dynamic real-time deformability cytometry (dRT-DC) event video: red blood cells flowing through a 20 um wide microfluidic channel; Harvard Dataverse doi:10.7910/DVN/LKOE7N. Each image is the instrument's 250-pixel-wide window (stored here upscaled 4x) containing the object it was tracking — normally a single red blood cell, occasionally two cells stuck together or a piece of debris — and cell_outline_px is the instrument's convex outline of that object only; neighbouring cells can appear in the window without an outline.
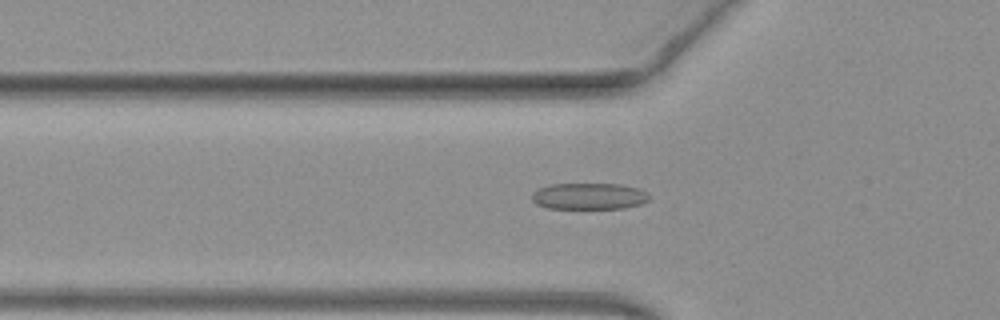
{"species": "common noctule bat (a hibernating species)", "species_latin": "Nyctalus noctula", "temperature_condition": "warm", "stored_images_in_passage": 52, "camera_frame_rate_fps": 3000, "um_per_image_px": 0.085, "animal": {"sex": "female", "body_mass_g": 19.3, "forearm_length_mm": 54.1}, "frame": {"image": 1, "passage_image": 18, "time_ms": 5.667, "image_size_px": [1000, 320], "cell_outline_px": [[652, 196], [648, 200], [640, 204], [624, 208], [548, 208], [536, 204], [532, 200], [532, 192], [548, 184], [620, 184], [640, 188], [648, 192]], "centroid_in_image_um": [50.1, 16.67], "position_along_channel_um": 75.7, "area_um2": 18.21}}
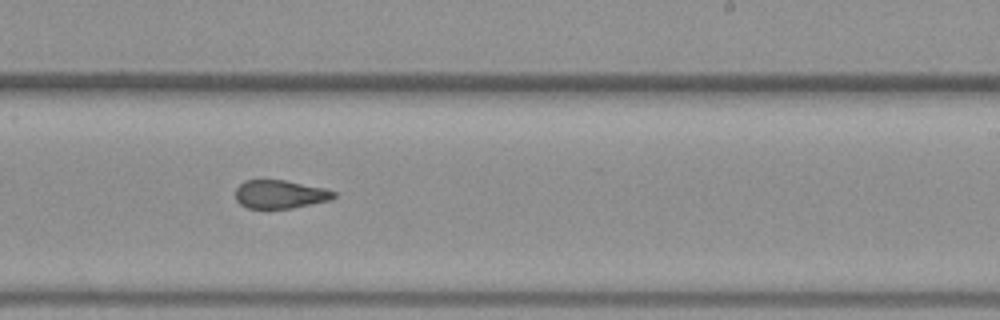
{"frame": {"image": 2, "passage_image": 32, "time_ms": 10.333, "image_size_px": [1000, 320], "cell_outline_px": [[336, 196], [332, 200], [292, 208], [268, 212], [248, 208], [240, 204], [236, 200], [236, 188], [244, 180], [284, 180], [324, 188], [336, 192]], "centroid_in_image_um": [23.78, 16.56], "position_along_channel_um": 265.2, "area_um2": 16.88}}
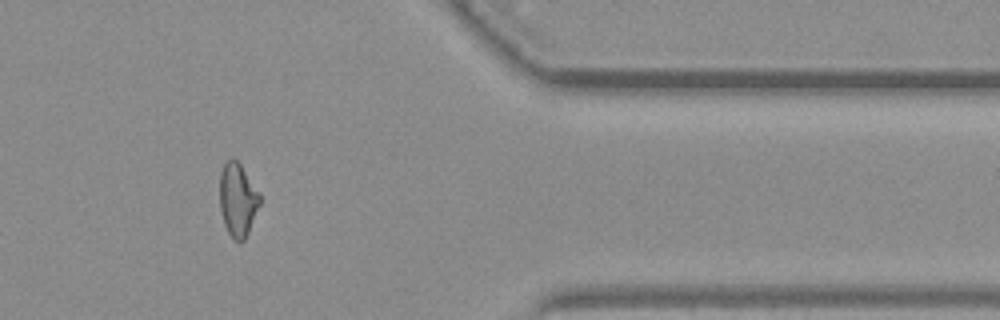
{"frame": {"image": 3, "passage_image": 43, "time_ms": 14.0, "image_size_px": [1000, 320], "cell_outline_px": [[260, 204], [248, 232], [244, 240], [232, 240], [224, 224], [220, 208], [220, 172], [224, 164], [232, 156], [240, 164], [260, 192]], "centroid_in_image_um": [20.2, 16.96], "position_along_channel_um": 391.2, "area_um2": 17.11}, "authors_computed_cell_mechanics": {"area_um2": 17.8024, "velocity_mm_per_s": 4.0459, "shape_relaxation_time_tau1_ms": 6.3701, "shape_relaxation_time_tau2_ms": 1.5229, "deformation_change_tau1": 0.172, "deformation_change_tau2": 0.0982}}